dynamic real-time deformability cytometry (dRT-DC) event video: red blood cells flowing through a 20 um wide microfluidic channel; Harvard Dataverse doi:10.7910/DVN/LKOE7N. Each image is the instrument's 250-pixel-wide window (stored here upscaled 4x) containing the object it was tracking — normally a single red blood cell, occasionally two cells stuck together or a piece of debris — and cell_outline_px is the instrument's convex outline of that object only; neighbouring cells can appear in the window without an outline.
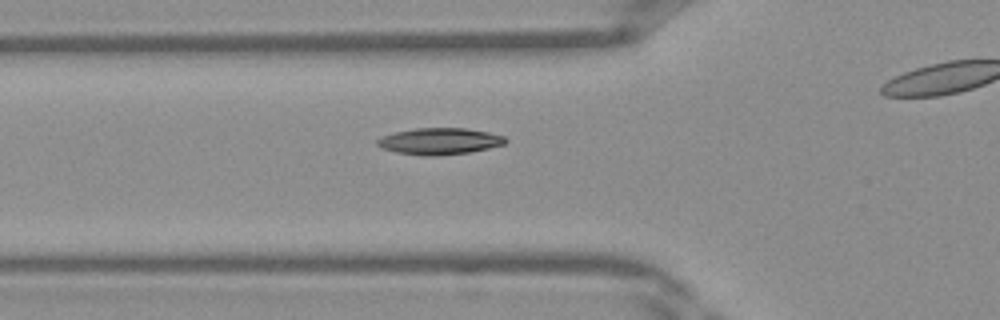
{"species": "Egyptian fruit bat (a non-hibernating species)", "species_latin": "Rousettus aegyptiacus", "temperature_condition": "warm", "stored_images_in_passage": 10, "camera_frame_rate_fps": 3000, "um_per_image_px": 0.085, "frame": {"image": 1, "passage_image": 4, "time_ms": 1.0, "image_size_px": [1000, 320], "cell_outline_px": [[492, 144], [480, 148], [456, 152], [412, 152], [412, 132], [476, 132], [484, 136]], "centroid_in_image_um": [38.04, 12.05], "position_along_channel_um": 87.8, "area_um2": 10.12}}
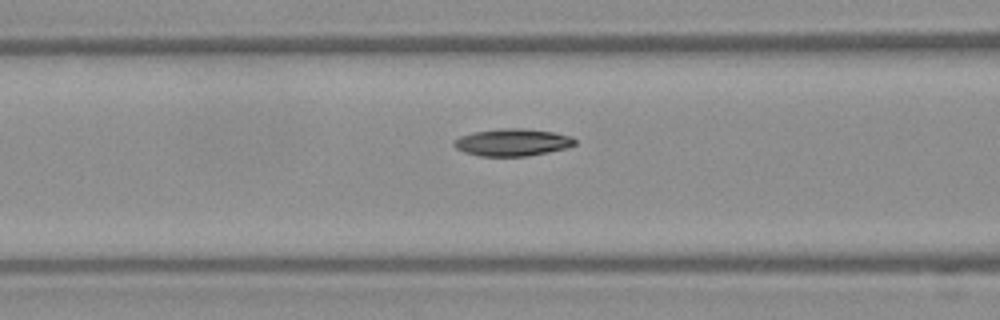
{"frame": {"image": 2, "passage_image": 6, "time_ms": 1.667, "image_size_px": [1000, 320], "cell_outline_px": [[572, 140], [568, 144], [536, 152], [480, 152], [492, 132], [540, 132]], "centroid_in_image_um": [44.4, 12.08], "position_along_channel_um": 122.2, "area_um2": 10.29}}